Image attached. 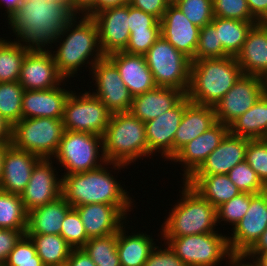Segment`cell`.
<instances>
[{"label":"cell","mask_w":267,"mask_h":266,"mask_svg":"<svg viewBox=\"0 0 267 266\" xmlns=\"http://www.w3.org/2000/svg\"><path fill=\"white\" fill-rule=\"evenodd\" d=\"M185 95L181 90L157 86L134 96L130 112L146 123L172 109Z\"/></svg>","instance_id":"27"},{"label":"cell","mask_w":267,"mask_h":266,"mask_svg":"<svg viewBox=\"0 0 267 266\" xmlns=\"http://www.w3.org/2000/svg\"><path fill=\"white\" fill-rule=\"evenodd\" d=\"M227 175L241 193L259 194L264 192V184L245 160L238 163Z\"/></svg>","instance_id":"41"},{"label":"cell","mask_w":267,"mask_h":266,"mask_svg":"<svg viewBox=\"0 0 267 266\" xmlns=\"http://www.w3.org/2000/svg\"><path fill=\"white\" fill-rule=\"evenodd\" d=\"M34 242L36 253L45 266L66 262L72 247L61 235L56 234H26Z\"/></svg>","instance_id":"34"},{"label":"cell","mask_w":267,"mask_h":266,"mask_svg":"<svg viewBox=\"0 0 267 266\" xmlns=\"http://www.w3.org/2000/svg\"><path fill=\"white\" fill-rule=\"evenodd\" d=\"M23 92L18 81L0 83V115L11 126L22 119Z\"/></svg>","instance_id":"38"},{"label":"cell","mask_w":267,"mask_h":266,"mask_svg":"<svg viewBox=\"0 0 267 266\" xmlns=\"http://www.w3.org/2000/svg\"><path fill=\"white\" fill-rule=\"evenodd\" d=\"M230 56L222 47L218 32L212 23L200 28L198 46L191 61Z\"/></svg>","instance_id":"39"},{"label":"cell","mask_w":267,"mask_h":266,"mask_svg":"<svg viewBox=\"0 0 267 266\" xmlns=\"http://www.w3.org/2000/svg\"><path fill=\"white\" fill-rule=\"evenodd\" d=\"M96 92H92L111 113L130 111L133 96L125 86L117 67L105 56L92 67Z\"/></svg>","instance_id":"13"},{"label":"cell","mask_w":267,"mask_h":266,"mask_svg":"<svg viewBox=\"0 0 267 266\" xmlns=\"http://www.w3.org/2000/svg\"><path fill=\"white\" fill-rule=\"evenodd\" d=\"M176 6L199 28L213 20V0H181Z\"/></svg>","instance_id":"43"},{"label":"cell","mask_w":267,"mask_h":266,"mask_svg":"<svg viewBox=\"0 0 267 266\" xmlns=\"http://www.w3.org/2000/svg\"><path fill=\"white\" fill-rule=\"evenodd\" d=\"M10 145V142H5L4 144L0 145V180L2 175V164H3V157L6 151V148Z\"/></svg>","instance_id":"61"},{"label":"cell","mask_w":267,"mask_h":266,"mask_svg":"<svg viewBox=\"0 0 267 266\" xmlns=\"http://www.w3.org/2000/svg\"><path fill=\"white\" fill-rule=\"evenodd\" d=\"M51 266H70L68 261L60 263V264H55V265H51Z\"/></svg>","instance_id":"63"},{"label":"cell","mask_w":267,"mask_h":266,"mask_svg":"<svg viewBox=\"0 0 267 266\" xmlns=\"http://www.w3.org/2000/svg\"><path fill=\"white\" fill-rule=\"evenodd\" d=\"M229 133L250 140L267 139V91L229 125Z\"/></svg>","instance_id":"32"},{"label":"cell","mask_w":267,"mask_h":266,"mask_svg":"<svg viewBox=\"0 0 267 266\" xmlns=\"http://www.w3.org/2000/svg\"><path fill=\"white\" fill-rule=\"evenodd\" d=\"M217 122L213 106L190 103L184 110L174 137V156Z\"/></svg>","instance_id":"28"},{"label":"cell","mask_w":267,"mask_h":266,"mask_svg":"<svg viewBox=\"0 0 267 266\" xmlns=\"http://www.w3.org/2000/svg\"><path fill=\"white\" fill-rule=\"evenodd\" d=\"M163 250L156 246L148 256L144 266H187L181 259L177 257L175 252L165 243Z\"/></svg>","instance_id":"49"},{"label":"cell","mask_w":267,"mask_h":266,"mask_svg":"<svg viewBox=\"0 0 267 266\" xmlns=\"http://www.w3.org/2000/svg\"><path fill=\"white\" fill-rule=\"evenodd\" d=\"M242 75L234 56L191 61L186 96L192 103L214 107Z\"/></svg>","instance_id":"3"},{"label":"cell","mask_w":267,"mask_h":266,"mask_svg":"<svg viewBox=\"0 0 267 266\" xmlns=\"http://www.w3.org/2000/svg\"><path fill=\"white\" fill-rule=\"evenodd\" d=\"M124 229L125 225L117 232V253L120 265L144 266L149 254L156 247L152 236L142 232L128 236Z\"/></svg>","instance_id":"31"},{"label":"cell","mask_w":267,"mask_h":266,"mask_svg":"<svg viewBox=\"0 0 267 266\" xmlns=\"http://www.w3.org/2000/svg\"><path fill=\"white\" fill-rule=\"evenodd\" d=\"M264 193L267 195V182L264 184Z\"/></svg>","instance_id":"65"},{"label":"cell","mask_w":267,"mask_h":266,"mask_svg":"<svg viewBox=\"0 0 267 266\" xmlns=\"http://www.w3.org/2000/svg\"><path fill=\"white\" fill-rule=\"evenodd\" d=\"M111 112L90 91L70 93L64 106L62 122L65 130L104 135Z\"/></svg>","instance_id":"11"},{"label":"cell","mask_w":267,"mask_h":266,"mask_svg":"<svg viewBox=\"0 0 267 266\" xmlns=\"http://www.w3.org/2000/svg\"><path fill=\"white\" fill-rule=\"evenodd\" d=\"M103 166L87 172L62 175V196L73 208L93 203L134 205L119 181Z\"/></svg>","instance_id":"4"},{"label":"cell","mask_w":267,"mask_h":266,"mask_svg":"<svg viewBox=\"0 0 267 266\" xmlns=\"http://www.w3.org/2000/svg\"><path fill=\"white\" fill-rule=\"evenodd\" d=\"M71 92L60 86L47 90H24L22 119H62L64 106Z\"/></svg>","instance_id":"24"},{"label":"cell","mask_w":267,"mask_h":266,"mask_svg":"<svg viewBox=\"0 0 267 266\" xmlns=\"http://www.w3.org/2000/svg\"><path fill=\"white\" fill-rule=\"evenodd\" d=\"M64 131L62 119H21L12 125L10 144L41 158H53Z\"/></svg>","instance_id":"9"},{"label":"cell","mask_w":267,"mask_h":266,"mask_svg":"<svg viewBox=\"0 0 267 266\" xmlns=\"http://www.w3.org/2000/svg\"><path fill=\"white\" fill-rule=\"evenodd\" d=\"M128 4L145 13L153 15L159 21L168 7L165 0H128Z\"/></svg>","instance_id":"51"},{"label":"cell","mask_w":267,"mask_h":266,"mask_svg":"<svg viewBox=\"0 0 267 266\" xmlns=\"http://www.w3.org/2000/svg\"><path fill=\"white\" fill-rule=\"evenodd\" d=\"M160 36L161 30L132 32L124 52L129 54L144 55Z\"/></svg>","instance_id":"47"},{"label":"cell","mask_w":267,"mask_h":266,"mask_svg":"<svg viewBox=\"0 0 267 266\" xmlns=\"http://www.w3.org/2000/svg\"><path fill=\"white\" fill-rule=\"evenodd\" d=\"M267 251V229L261 234L259 239L255 242V244L245 253L247 259L251 260L258 253Z\"/></svg>","instance_id":"55"},{"label":"cell","mask_w":267,"mask_h":266,"mask_svg":"<svg viewBox=\"0 0 267 266\" xmlns=\"http://www.w3.org/2000/svg\"><path fill=\"white\" fill-rule=\"evenodd\" d=\"M24 0H0V4H4L7 15V19L12 16V14L18 9V7L23 3Z\"/></svg>","instance_id":"58"},{"label":"cell","mask_w":267,"mask_h":266,"mask_svg":"<svg viewBox=\"0 0 267 266\" xmlns=\"http://www.w3.org/2000/svg\"><path fill=\"white\" fill-rule=\"evenodd\" d=\"M228 237L231 253H246L267 229V195L250 193V206Z\"/></svg>","instance_id":"15"},{"label":"cell","mask_w":267,"mask_h":266,"mask_svg":"<svg viewBox=\"0 0 267 266\" xmlns=\"http://www.w3.org/2000/svg\"><path fill=\"white\" fill-rule=\"evenodd\" d=\"M168 5H176L181 0H165Z\"/></svg>","instance_id":"62"},{"label":"cell","mask_w":267,"mask_h":266,"mask_svg":"<svg viewBox=\"0 0 267 266\" xmlns=\"http://www.w3.org/2000/svg\"><path fill=\"white\" fill-rule=\"evenodd\" d=\"M217 232L162 238L187 266H216L232 254L228 236Z\"/></svg>","instance_id":"10"},{"label":"cell","mask_w":267,"mask_h":266,"mask_svg":"<svg viewBox=\"0 0 267 266\" xmlns=\"http://www.w3.org/2000/svg\"><path fill=\"white\" fill-rule=\"evenodd\" d=\"M77 14L69 3L62 1L24 0L8 18V25L17 42H24L31 50H45V46L57 42L62 30Z\"/></svg>","instance_id":"1"},{"label":"cell","mask_w":267,"mask_h":266,"mask_svg":"<svg viewBox=\"0 0 267 266\" xmlns=\"http://www.w3.org/2000/svg\"><path fill=\"white\" fill-rule=\"evenodd\" d=\"M129 31L141 32L147 30H161L160 21L151 14L129 5Z\"/></svg>","instance_id":"48"},{"label":"cell","mask_w":267,"mask_h":266,"mask_svg":"<svg viewBox=\"0 0 267 266\" xmlns=\"http://www.w3.org/2000/svg\"><path fill=\"white\" fill-rule=\"evenodd\" d=\"M235 58L243 74L267 79V22H258L251 27Z\"/></svg>","instance_id":"26"},{"label":"cell","mask_w":267,"mask_h":266,"mask_svg":"<svg viewBox=\"0 0 267 266\" xmlns=\"http://www.w3.org/2000/svg\"><path fill=\"white\" fill-rule=\"evenodd\" d=\"M52 158H41L33 168L31 178L20 195L26 211L44 206L62 195V178H57Z\"/></svg>","instance_id":"17"},{"label":"cell","mask_w":267,"mask_h":266,"mask_svg":"<svg viewBox=\"0 0 267 266\" xmlns=\"http://www.w3.org/2000/svg\"><path fill=\"white\" fill-rule=\"evenodd\" d=\"M28 212L20 195L0 190V228L27 230Z\"/></svg>","instance_id":"36"},{"label":"cell","mask_w":267,"mask_h":266,"mask_svg":"<svg viewBox=\"0 0 267 266\" xmlns=\"http://www.w3.org/2000/svg\"><path fill=\"white\" fill-rule=\"evenodd\" d=\"M92 19L98 28L99 43L104 56L126 49L130 39L128 3L97 12Z\"/></svg>","instance_id":"16"},{"label":"cell","mask_w":267,"mask_h":266,"mask_svg":"<svg viewBox=\"0 0 267 266\" xmlns=\"http://www.w3.org/2000/svg\"><path fill=\"white\" fill-rule=\"evenodd\" d=\"M106 162L129 164L149 156L145 123L130 111L112 113L103 135Z\"/></svg>","instance_id":"5"},{"label":"cell","mask_w":267,"mask_h":266,"mask_svg":"<svg viewBox=\"0 0 267 266\" xmlns=\"http://www.w3.org/2000/svg\"><path fill=\"white\" fill-rule=\"evenodd\" d=\"M245 161L265 184L267 182V139L249 140Z\"/></svg>","instance_id":"45"},{"label":"cell","mask_w":267,"mask_h":266,"mask_svg":"<svg viewBox=\"0 0 267 266\" xmlns=\"http://www.w3.org/2000/svg\"><path fill=\"white\" fill-rule=\"evenodd\" d=\"M76 20L77 16L62 30L57 42H63H59L57 51H53L56 53H52L59 73L66 79L75 76L84 64H89L92 70L96 62L105 57L100 47L96 22L85 15L80 17L79 22ZM91 57L93 59L90 62L88 59Z\"/></svg>","instance_id":"2"},{"label":"cell","mask_w":267,"mask_h":266,"mask_svg":"<svg viewBox=\"0 0 267 266\" xmlns=\"http://www.w3.org/2000/svg\"><path fill=\"white\" fill-rule=\"evenodd\" d=\"M229 133V126L216 122L203 134L187 143L171 159L184 167L183 181H187L203 164L207 157L220 145Z\"/></svg>","instance_id":"20"},{"label":"cell","mask_w":267,"mask_h":266,"mask_svg":"<svg viewBox=\"0 0 267 266\" xmlns=\"http://www.w3.org/2000/svg\"><path fill=\"white\" fill-rule=\"evenodd\" d=\"M253 259L259 266H267V251L258 253Z\"/></svg>","instance_id":"60"},{"label":"cell","mask_w":267,"mask_h":266,"mask_svg":"<svg viewBox=\"0 0 267 266\" xmlns=\"http://www.w3.org/2000/svg\"><path fill=\"white\" fill-rule=\"evenodd\" d=\"M191 103L185 95L172 109L145 123L149 156L161 153L165 160L174 157V137L185 108Z\"/></svg>","instance_id":"14"},{"label":"cell","mask_w":267,"mask_h":266,"mask_svg":"<svg viewBox=\"0 0 267 266\" xmlns=\"http://www.w3.org/2000/svg\"><path fill=\"white\" fill-rule=\"evenodd\" d=\"M249 206L250 193H240L217 208V222H229L234 228L245 216Z\"/></svg>","instance_id":"44"},{"label":"cell","mask_w":267,"mask_h":266,"mask_svg":"<svg viewBox=\"0 0 267 266\" xmlns=\"http://www.w3.org/2000/svg\"><path fill=\"white\" fill-rule=\"evenodd\" d=\"M67 261L70 266H97L82 248L72 249Z\"/></svg>","instance_id":"54"},{"label":"cell","mask_w":267,"mask_h":266,"mask_svg":"<svg viewBox=\"0 0 267 266\" xmlns=\"http://www.w3.org/2000/svg\"><path fill=\"white\" fill-rule=\"evenodd\" d=\"M131 207L133 206L93 203L74 208L78 211L85 232L90 239L117 233L124 222L126 223V215L131 211L129 210L132 209Z\"/></svg>","instance_id":"19"},{"label":"cell","mask_w":267,"mask_h":266,"mask_svg":"<svg viewBox=\"0 0 267 266\" xmlns=\"http://www.w3.org/2000/svg\"><path fill=\"white\" fill-rule=\"evenodd\" d=\"M247 256L245 253H232L229 257L228 260L226 261L228 265L230 264L231 266H257V262L253 259L252 263L247 262L245 263ZM244 261V262H243Z\"/></svg>","instance_id":"56"},{"label":"cell","mask_w":267,"mask_h":266,"mask_svg":"<svg viewBox=\"0 0 267 266\" xmlns=\"http://www.w3.org/2000/svg\"><path fill=\"white\" fill-rule=\"evenodd\" d=\"M160 24L161 35L192 60L198 46L200 28L189 21L176 5H168Z\"/></svg>","instance_id":"21"},{"label":"cell","mask_w":267,"mask_h":266,"mask_svg":"<svg viewBox=\"0 0 267 266\" xmlns=\"http://www.w3.org/2000/svg\"><path fill=\"white\" fill-rule=\"evenodd\" d=\"M58 1H62V2H65V3H69V4L72 6V0H58Z\"/></svg>","instance_id":"64"},{"label":"cell","mask_w":267,"mask_h":266,"mask_svg":"<svg viewBox=\"0 0 267 266\" xmlns=\"http://www.w3.org/2000/svg\"><path fill=\"white\" fill-rule=\"evenodd\" d=\"M251 15L258 22H267V0H246Z\"/></svg>","instance_id":"53"},{"label":"cell","mask_w":267,"mask_h":266,"mask_svg":"<svg viewBox=\"0 0 267 266\" xmlns=\"http://www.w3.org/2000/svg\"><path fill=\"white\" fill-rule=\"evenodd\" d=\"M95 0H72V8L80 15L82 14Z\"/></svg>","instance_id":"59"},{"label":"cell","mask_w":267,"mask_h":266,"mask_svg":"<svg viewBox=\"0 0 267 266\" xmlns=\"http://www.w3.org/2000/svg\"><path fill=\"white\" fill-rule=\"evenodd\" d=\"M82 249L97 266H121L117 253V233L90 238Z\"/></svg>","instance_id":"37"},{"label":"cell","mask_w":267,"mask_h":266,"mask_svg":"<svg viewBox=\"0 0 267 266\" xmlns=\"http://www.w3.org/2000/svg\"><path fill=\"white\" fill-rule=\"evenodd\" d=\"M3 266H45L36 253L34 242L26 234L15 244Z\"/></svg>","instance_id":"40"},{"label":"cell","mask_w":267,"mask_h":266,"mask_svg":"<svg viewBox=\"0 0 267 266\" xmlns=\"http://www.w3.org/2000/svg\"><path fill=\"white\" fill-rule=\"evenodd\" d=\"M106 57L117 67L125 86L133 97L157 87L144 55L119 51Z\"/></svg>","instance_id":"23"},{"label":"cell","mask_w":267,"mask_h":266,"mask_svg":"<svg viewBox=\"0 0 267 266\" xmlns=\"http://www.w3.org/2000/svg\"><path fill=\"white\" fill-rule=\"evenodd\" d=\"M55 158L61 167L66 168L65 175L95 170L102 164H112L115 170L127 167L125 164L106 162L103 155V137L86 132L65 130Z\"/></svg>","instance_id":"7"},{"label":"cell","mask_w":267,"mask_h":266,"mask_svg":"<svg viewBox=\"0 0 267 266\" xmlns=\"http://www.w3.org/2000/svg\"><path fill=\"white\" fill-rule=\"evenodd\" d=\"M25 234L26 230L0 228V266H3L10 251Z\"/></svg>","instance_id":"50"},{"label":"cell","mask_w":267,"mask_h":266,"mask_svg":"<svg viewBox=\"0 0 267 266\" xmlns=\"http://www.w3.org/2000/svg\"><path fill=\"white\" fill-rule=\"evenodd\" d=\"M72 208L61 195L56 200L33 209L28 213L26 234L60 235L62 221Z\"/></svg>","instance_id":"29"},{"label":"cell","mask_w":267,"mask_h":266,"mask_svg":"<svg viewBox=\"0 0 267 266\" xmlns=\"http://www.w3.org/2000/svg\"><path fill=\"white\" fill-rule=\"evenodd\" d=\"M40 159L38 155L17 149L10 144L3 157L0 190L21 195Z\"/></svg>","instance_id":"22"},{"label":"cell","mask_w":267,"mask_h":266,"mask_svg":"<svg viewBox=\"0 0 267 266\" xmlns=\"http://www.w3.org/2000/svg\"><path fill=\"white\" fill-rule=\"evenodd\" d=\"M186 182L216 209L241 193L227 174L191 176Z\"/></svg>","instance_id":"30"},{"label":"cell","mask_w":267,"mask_h":266,"mask_svg":"<svg viewBox=\"0 0 267 266\" xmlns=\"http://www.w3.org/2000/svg\"><path fill=\"white\" fill-rule=\"evenodd\" d=\"M60 235L73 249L82 248L89 240L75 208H72L62 221Z\"/></svg>","instance_id":"42"},{"label":"cell","mask_w":267,"mask_h":266,"mask_svg":"<svg viewBox=\"0 0 267 266\" xmlns=\"http://www.w3.org/2000/svg\"><path fill=\"white\" fill-rule=\"evenodd\" d=\"M128 0H95L83 13L82 15L92 17L97 12L104 9L117 7L127 4Z\"/></svg>","instance_id":"52"},{"label":"cell","mask_w":267,"mask_h":266,"mask_svg":"<svg viewBox=\"0 0 267 266\" xmlns=\"http://www.w3.org/2000/svg\"><path fill=\"white\" fill-rule=\"evenodd\" d=\"M0 38V83L17 82L22 63L31 50L23 43Z\"/></svg>","instance_id":"35"},{"label":"cell","mask_w":267,"mask_h":266,"mask_svg":"<svg viewBox=\"0 0 267 266\" xmlns=\"http://www.w3.org/2000/svg\"><path fill=\"white\" fill-rule=\"evenodd\" d=\"M249 140L228 133L192 176L228 174L238 163L245 160Z\"/></svg>","instance_id":"25"},{"label":"cell","mask_w":267,"mask_h":266,"mask_svg":"<svg viewBox=\"0 0 267 266\" xmlns=\"http://www.w3.org/2000/svg\"><path fill=\"white\" fill-rule=\"evenodd\" d=\"M267 91V79L243 74L233 87L215 104L216 120L229 126L247 112Z\"/></svg>","instance_id":"12"},{"label":"cell","mask_w":267,"mask_h":266,"mask_svg":"<svg viewBox=\"0 0 267 266\" xmlns=\"http://www.w3.org/2000/svg\"><path fill=\"white\" fill-rule=\"evenodd\" d=\"M12 126L0 115V145L11 140Z\"/></svg>","instance_id":"57"},{"label":"cell","mask_w":267,"mask_h":266,"mask_svg":"<svg viewBox=\"0 0 267 266\" xmlns=\"http://www.w3.org/2000/svg\"><path fill=\"white\" fill-rule=\"evenodd\" d=\"M66 80L58 71L52 50H30L22 63L18 82L24 90H47Z\"/></svg>","instance_id":"18"},{"label":"cell","mask_w":267,"mask_h":266,"mask_svg":"<svg viewBox=\"0 0 267 266\" xmlns=\"http://www.w3.org/2000/svg\"><path fill=\"white\" fill-rule=\"evenodd\" d=\"M218 32L223 49L236 57L241 51L251 27L258 21H240L236 19H224L214 16L211 22Z\"/></svg>","instance_id":"33"},{"label":"cell","mask_w":267,"mask_h":266,"mask_svg":"<svg viewBox=\"0 0 267 266\" xmlns=\"http://www.w3.org/2000/svg\"><path fill=\"white\" fill-rule=\"evenodd\" d=\"M158 87L174 88L187 93L191 59L178 51L162 35L144 54Z\"/></svg>","instance_id":"8"},{"label":"cell","mask_w":267,"mask_h":266,"mask_svg":"<svg viewBox=\"0 0 267 266\" xmlns=\"http://www.w3.org/2000/svg\"><path fill=\"white\" fill-rule=\"evenodd\" d=\"M183 183L182 197L162 224L161 236L183 237L216 232L214 227L218 226L217 209L186 181Z\"/></svg>","instance_id":"6"},{"label":"cell","mask_w":267,"mask_h":266,"mask_svg":"<svg viewBox=\"0 0 267 266\" xmlns=\"http://www.w3.org/2000/svg\"><path fill=\"white\" fill-rule=\"evenodd\" d=\"M213 15L224 19L257 21L251 15L246 0H213Z\"/></svg>","instance_id":"46"}]
</instances>
